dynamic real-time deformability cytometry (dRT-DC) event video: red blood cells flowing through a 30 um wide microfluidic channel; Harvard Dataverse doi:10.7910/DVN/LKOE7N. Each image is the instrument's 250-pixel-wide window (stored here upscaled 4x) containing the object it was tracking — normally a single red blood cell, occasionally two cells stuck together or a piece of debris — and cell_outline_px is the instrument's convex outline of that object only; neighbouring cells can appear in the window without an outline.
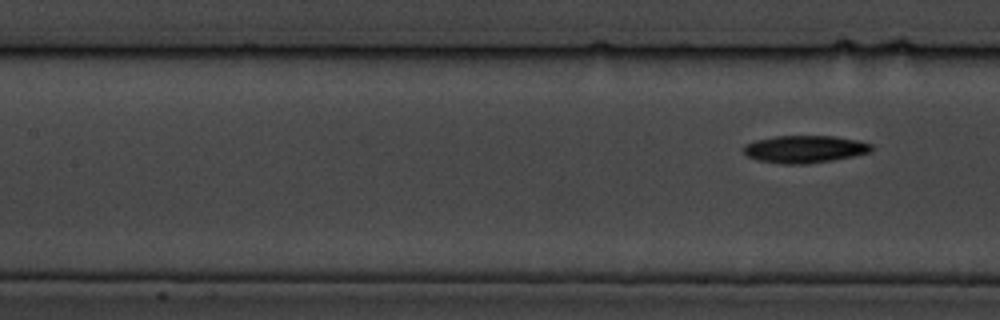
{"species": "common noctule bat (a hibernating species)", "species_latin": "Nyctalus noctula", "temperature_condition": "cold", "stored_images_in_passage": 8, "segment_of_instrument_passage": [2, 2], "camera_frame_rate_fps": 3000, "um_per_image_px": 0.085, "animal": {"sex": "male", "body_mass_g": 19.5, "forearm_length_mm": 54.6}, "frame": {"image": 1, "passage_image": 8, "time_ms": 8.0, "image_size_px": [1000, 320], "cell_outline_px": [[872, 152], [832, 160], [808, 164], [780, 164], [756, 160], [748, 156], [744, 152], [744, 144], [756, 140], [776, 136], [836, 136], [860, 140], [872, 144]], "centroid_in_image_um": [68.41, 12.68], "position_along_channel_um": 139.0, "area_um2": 20.58}}